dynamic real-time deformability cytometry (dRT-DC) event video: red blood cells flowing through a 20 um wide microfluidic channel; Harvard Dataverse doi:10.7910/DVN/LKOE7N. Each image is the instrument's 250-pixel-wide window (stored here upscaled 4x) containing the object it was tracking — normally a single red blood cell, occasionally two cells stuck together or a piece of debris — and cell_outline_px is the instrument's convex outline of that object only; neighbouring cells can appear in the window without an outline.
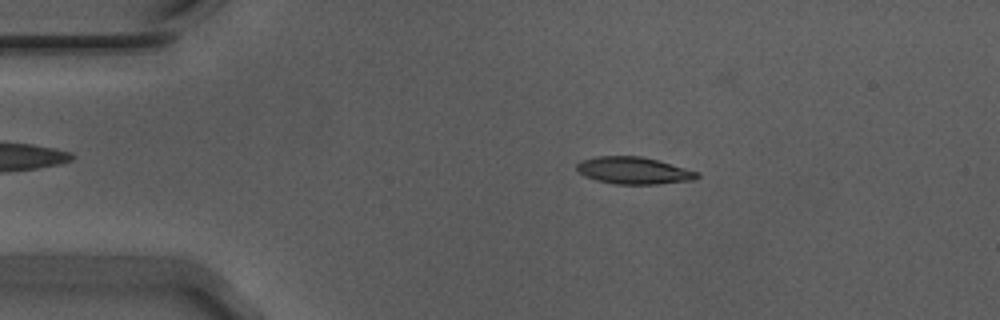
{"species": "Egyptian fruit bat (a non-hibernating species)", "species_latin": "Rousettus aegyptiacus", "temperature_condition": "warm", "stored_images_in_passage": 13, "camera_frame_rate_fps": 3000, "um_per_image_px": 0.085, "animal": {"sex": "male"}, "frame": {"image": 1, "passage_image": 10, "time_ms": 3.0, "image_size_px": [1000, 320], "cell_outline_px": [[700, 176], [696, 180], [656, 184], [616, 184], [596, 180], [584, 176], [576, 168], [576, 164], [580, 160], [596, 156], [640, 156], [656, 160], [700, 172]], "centroid_in_image_um": [53.87, 14.5], "position_along_channel_um": 31.1, "area_um2": 19.02}}